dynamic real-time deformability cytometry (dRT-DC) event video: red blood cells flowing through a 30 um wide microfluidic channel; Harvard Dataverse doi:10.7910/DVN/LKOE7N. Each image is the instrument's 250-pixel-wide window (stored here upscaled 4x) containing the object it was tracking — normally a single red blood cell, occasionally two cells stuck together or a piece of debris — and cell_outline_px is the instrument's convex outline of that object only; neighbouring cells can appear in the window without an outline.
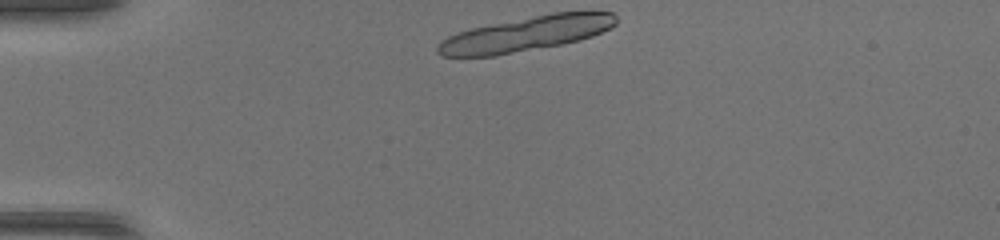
{"species": "common noctule bat (a hibernating species)", "species_latin": "Nyctalus noctula", "temperature_condition": "warm", "stored_images_in_passage": 8, "camera_frame_rate_fps": 3000, "um_per_image_px": 0.085, "animal": {"sex": "female", "body_mass_g": 17.0, "forearm_length_mm": 48.0}, "frame": {"image": 1, "passage_image": 1, "time_ms": 0.0, "image_size_px": [1000, 240], "cell_outline_px": [[616, 24], [592, 36], [580, 40], [560, 44], [496, 56], [440, 56], [436, 52], [436, 48], [448, 36], [456, 32], [472, 28], [552, 12], [612, 12], [616, 16]], "centroid_in_image_um": [44.7, 2.88], "position_along_channel_um": 40.3, "area_um2": 35.66}}